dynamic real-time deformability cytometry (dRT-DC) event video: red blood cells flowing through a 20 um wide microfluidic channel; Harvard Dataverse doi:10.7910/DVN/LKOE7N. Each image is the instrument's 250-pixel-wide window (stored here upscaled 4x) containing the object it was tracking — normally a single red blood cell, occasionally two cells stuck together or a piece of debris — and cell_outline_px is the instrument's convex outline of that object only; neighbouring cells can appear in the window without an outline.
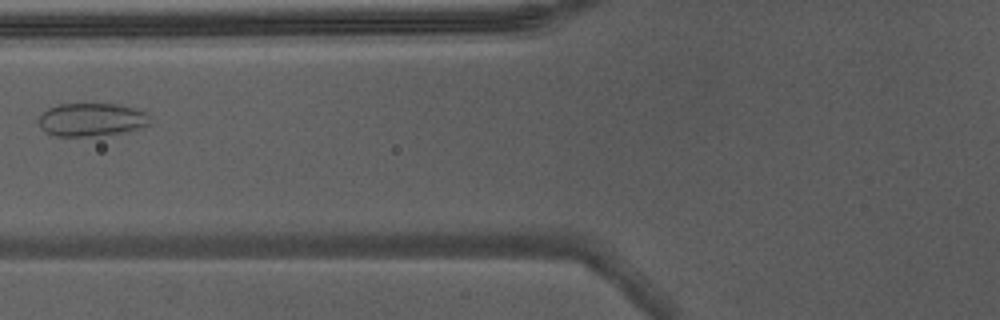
{"species": "Egyptian fruit bat (a non-hibernating species)", "species_latin": "Rousettus aegyptiacus", "temperature_condition": "warm", "stored_images_in_passage": 2, "camera_frame_rate_fps": 3000, "um_per_image_px": 0.085, "animal": {"sex": "male"}, "frame": {"image": 1, "passage_image": 2, "time_ms": 0.333, "image_size_px": [1000, 320], "cell_outline_px": [[148, 124], [124, 132], [92, 136], [56, 136], [44, 132], [40, 128], [36, 120], [48, 108], [56, 104], [116, 104], [136, 108], [144, 112], [148, 116]], "centroid_in_image_um": [7.69, 10.17], "position_along_channel_um": 118.1, "area_um2": 21.44}}